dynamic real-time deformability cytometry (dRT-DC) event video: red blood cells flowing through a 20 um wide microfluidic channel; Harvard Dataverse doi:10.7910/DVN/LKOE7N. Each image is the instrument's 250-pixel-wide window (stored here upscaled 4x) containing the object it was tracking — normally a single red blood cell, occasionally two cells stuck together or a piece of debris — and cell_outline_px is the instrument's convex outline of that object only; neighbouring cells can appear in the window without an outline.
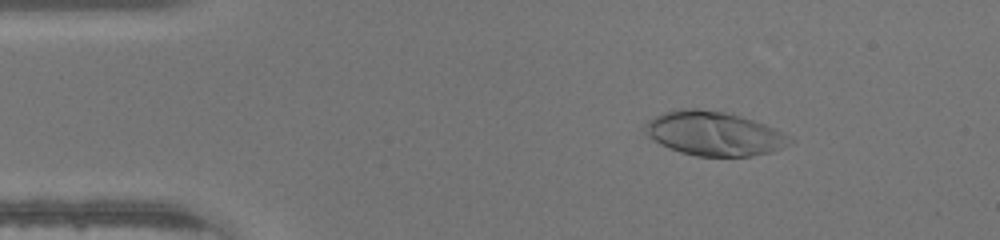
{"species": "human", "species_latin": "Homo sapiens", "temperature_condition": "warm", "stored_images_in_passage": 46, "camera_frame_rate_fps": 3000, "um_per_image_px": 0.085, "donor": {"sex": "male"}, "frame": {"image": 1, "passage_image": 7, "time_ms": 2.0, "image_size_px": [1000, 240], "cell_outline_px": [[796, 140], [772, 152], [752, 156], [696, 156], [680, 152], [660, 144], [648, 136], [644, 132], [644, 124], [648, 120], [664, 112], [680, 108], [700, 108], [724, 112], [740, 116], [776, 128]], "centroid_in_image_um": [60.69, 11.35], "position_along_channel_um": 24.3, "area_um2": 37.28}}
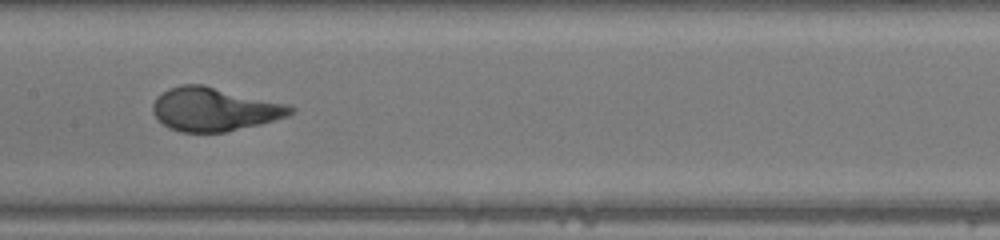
{"frame": {"image": 2, "passage_image": 23, "time_ms": 7.333, "image_size_px": [1000, 240], "cell_outline_px": [[296, 112], [288, 116], [260, 124], [224, 132], [180, 132], [168, 128], [152, 112], [152, 104], [156, 96], [168, 88], [180, 84], [204, 84], [288, 104], [296, 108]], "centroid_in_image_um": [18.22, 9.27], "position_along_channel_um": 189.2, "area_um2": 35.2}}
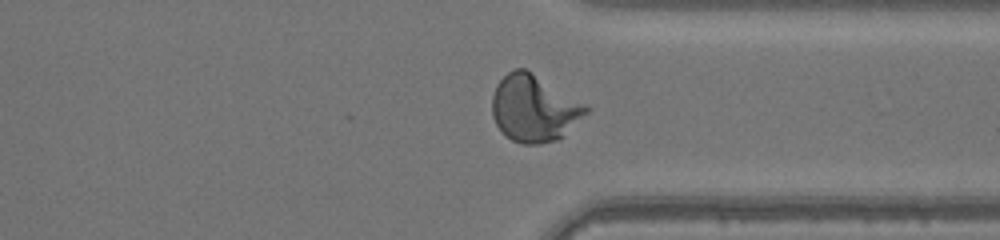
{"frame": {"image": 3, "passage_image": 35, "time_ms": 11.333, "image_size_px": [1000, 240], "cell_outline_px": [[588, 112], [556, 140], [540, 144], [520, 144], [512, 140], [496, 124], [492, 116], [492, 96], [496, 84], [508, 72], [516, 68], [524, 68], [588, 104]], "centroid_in_image_um": [45.38, 9.2], "position_along_channel_um": 366.0, "area_um2": 36.18}}